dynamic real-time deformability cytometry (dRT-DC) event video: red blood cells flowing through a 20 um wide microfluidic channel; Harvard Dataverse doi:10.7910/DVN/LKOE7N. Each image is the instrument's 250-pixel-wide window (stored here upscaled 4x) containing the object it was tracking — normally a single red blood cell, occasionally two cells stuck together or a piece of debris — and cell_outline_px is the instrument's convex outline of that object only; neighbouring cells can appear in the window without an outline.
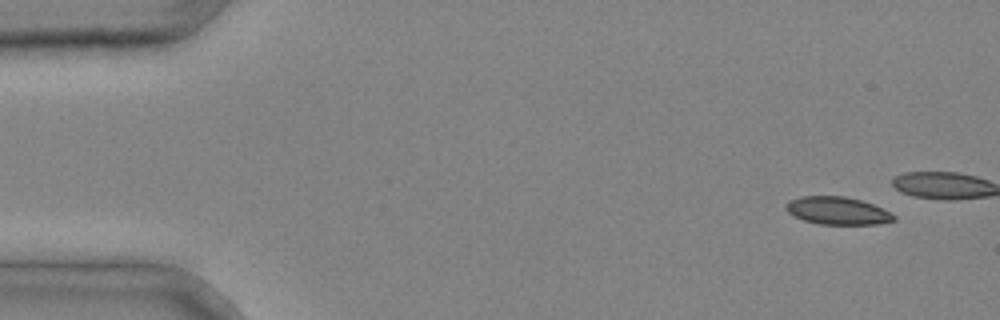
{"species": "common noctule bat (a hibernating species)", "species_latin": "Nyctalus noctula", "temperature_condition": "cold", "stored_images_in_passage": 4, "camera_frame_rate_fps": 3000, "um_per_image_px": 0.085, "animal": {"sex": "male", "body_mass_g": 20.4}, "frame": {"image": 1, "passage_image": 1, "time_ms": 0.0, "image_size_px": [1000, 320], "cell_outline_px": [[896, 220], [880, 224], [820, 224], [804, 220], [788, 212], [784, 208], [788, 200], [800, 196], [844, 196], [860, 200], [872, 204], [896, 216]], "centroid_in_image_um": [71.16, 17.91], "position_along_channel_um": 13.8, "area_um2": 17.28}}